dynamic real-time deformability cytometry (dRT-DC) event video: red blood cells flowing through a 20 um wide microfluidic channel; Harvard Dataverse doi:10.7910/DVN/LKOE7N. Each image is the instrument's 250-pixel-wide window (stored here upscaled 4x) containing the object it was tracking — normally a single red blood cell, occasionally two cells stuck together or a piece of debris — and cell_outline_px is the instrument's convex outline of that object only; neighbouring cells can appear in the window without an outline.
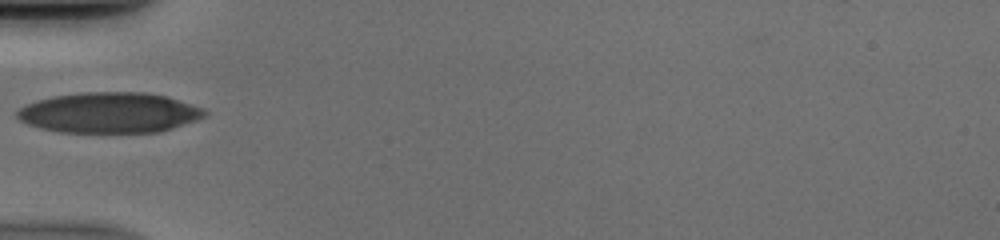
{"species": "human", "species_latin": "Homo sapiens", "temperature_condition": "cold", "stored_images_in_passage": 34, "camera_frame_rate_fps": 3000, "um_per_image_px": 0.085, "donor": {"sex": "male"}, "frame": {"image": 1, "passage_image": 1, "time_ms": 0.0, "image_size_px": [1000, 240], "cell_outline_px": [[208, 116], [160, 132], [60, 132], [40, 128], [28, 124], [20, 120], [16, 116], [16, 112], [20, 108], [36, 100], [52, 96], [84, 92], [144, 92], [168, 96], [204, 108], [208, 112]], "centroid_in_image_um": [9.32, 9.57], "position_along_channel_um": 75.7, "area_um2": 44.39}}
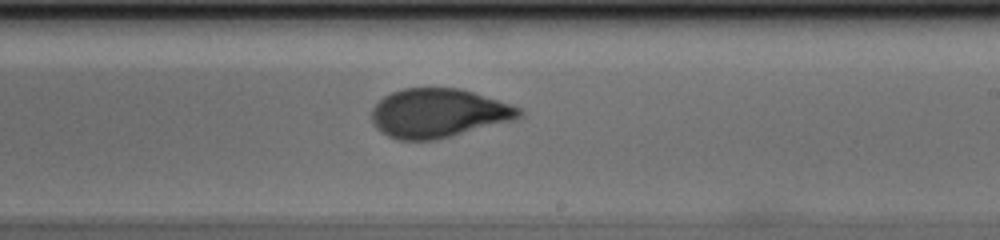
{"frame": {"image": 2, "passage_image": 14, "time_ms": 4.333, "image_size_px": [1000, 240], "cell_outline_px": [[524, 112], [520, 116], [512, 120], [452, 136], [436, 140], [400, 140], [388, 136], [376, 128], [372, 124], [372, 108], [384, 96], [392, 92], [404, 88], [460, 88], [512, 104], [520, 108]], "centroid_in_image_um": [37.25, 9.62], "position_along_channel_um": 251.7, "area_um2": 41.96}}
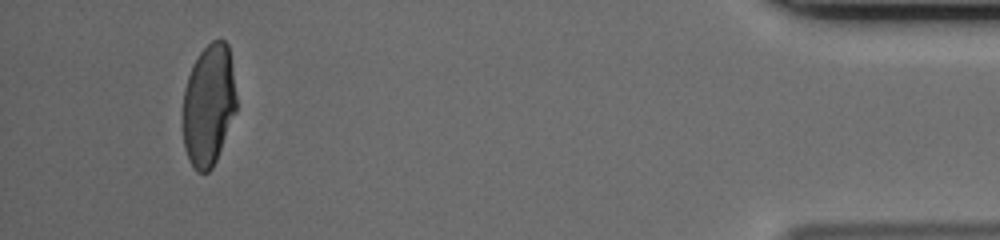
{"frame": {"image": 3, "passage_image": 31, "time_ms": 10.0, "image_size_px": [1000, 240], "cell_outline_px": [[236, 112], [216, 160], [212, 168], [208, 172], [196, 172], [188, 160], [184, 148], [184, 88], [192, 64], [200, 52], [212, 40], [224, 40], [228, 44], [232, 64], [236, 96]], "centroid_in_image_um": [17.74, 8.93], "position_along_channel_um": 417.5, "area_um2": 37.97}}